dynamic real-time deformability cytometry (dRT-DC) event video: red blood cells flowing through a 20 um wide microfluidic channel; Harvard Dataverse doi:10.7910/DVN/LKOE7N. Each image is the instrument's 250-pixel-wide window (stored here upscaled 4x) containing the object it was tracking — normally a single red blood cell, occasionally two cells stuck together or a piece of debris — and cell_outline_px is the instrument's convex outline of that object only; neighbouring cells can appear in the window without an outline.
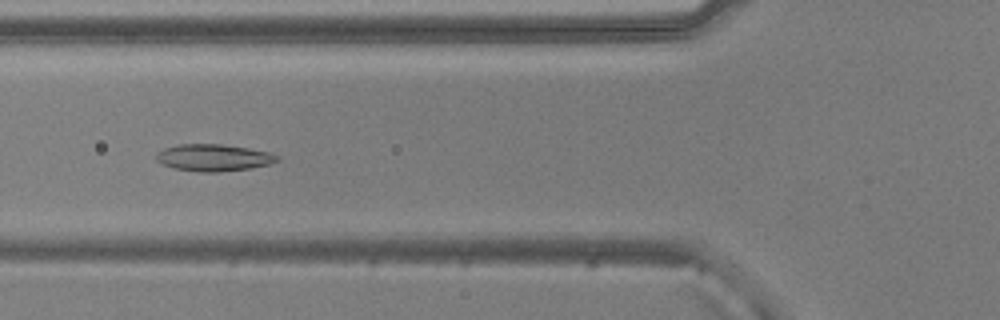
{"species": "common noctule bat (a hibernating species)", "species_latin": "Nyctalus noctula", "temperature_condition": "warm", "stored_images_in_passage": 52, "camera_frame_rate_fps": 3000, "um_per_image_px": 0.085, "animal": {"sex": "male", "body_mass_g": 20.5, "forearm_length_mm": 52.5}, "frame": {"image": 1, "passage_image": 19, "time_ms": 6.0, "image_size_px": [1000, 320], "cell_outline_px": [[280, 160], [268, 164], [252, 168], [220, 172], [200, 172], [176, 168], [164, 164], [156, 160], [156, 152], [164, 148], [180, 144], [220, 144], [248, 148], [268, 152], [280, 156]], "centroid_in_image_um": [18.17, 13.4], "position_along_channel_um": 107.6, "area_um2": 18.9}}
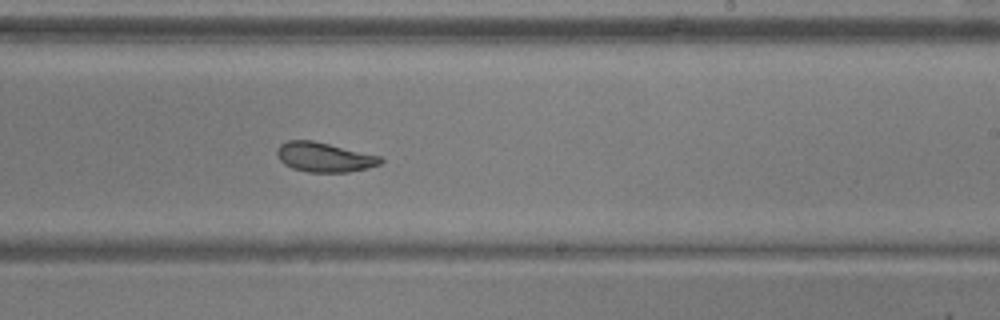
{"frame": {"image": 2, "passage_image": 31, "time_ms": 10.0, "image_size_px": [1000, 320], "cell_outline_px": [[384, 160], [380, 164], [368, 168], [348, 172], [308, 172], [292, 168], [284, 164], [276, 156], [276, 148], [280, 144], [288, 140], [312, 140], [380, 156]], "centroid_in_image_um": [27.53, 13.36], "position_along_channel_um": 261.5, "area_um2": 17.86}}
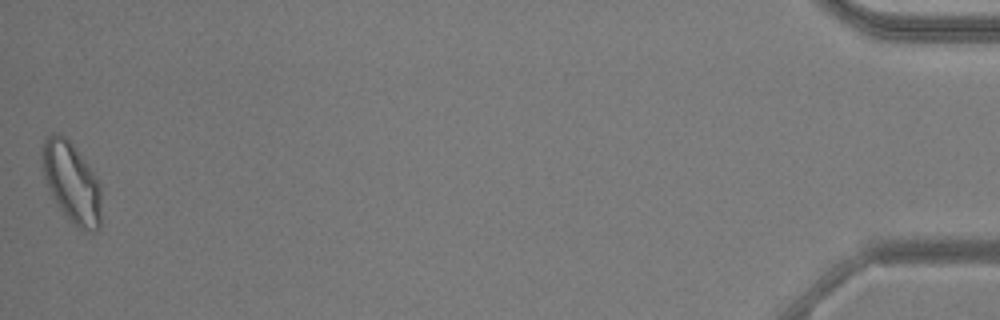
{"frame": {"image": 3, "passage_image": 52, "time_ms": 17.0, "image_size_px": [1000, 320], "cell_outline_px": [[100, 228], [96, 232], [84, 232], [56, 204], [52, 196], [44, 176], [40, 156], [44, 140], [52, 132], [56, 132], [64, 136], [76, 148], [96, 176], [100, 184]], "centroid_in_image_um": [6.08, 15.49], "position_along_channel_um": 429.1, "area_um2": 27.57}, "authors_computed_cell_mechanics": {"area_um2": 19.941, "velocity_mm_per_s": 3.8372, "shape_relaxation_time_tau1_ms": 5.6555, "shape_relaxation_time_tau2_ms": 2.2752, "deformation_change_tau1": 0.133, "deformation_change_tau2": 0.0706}}